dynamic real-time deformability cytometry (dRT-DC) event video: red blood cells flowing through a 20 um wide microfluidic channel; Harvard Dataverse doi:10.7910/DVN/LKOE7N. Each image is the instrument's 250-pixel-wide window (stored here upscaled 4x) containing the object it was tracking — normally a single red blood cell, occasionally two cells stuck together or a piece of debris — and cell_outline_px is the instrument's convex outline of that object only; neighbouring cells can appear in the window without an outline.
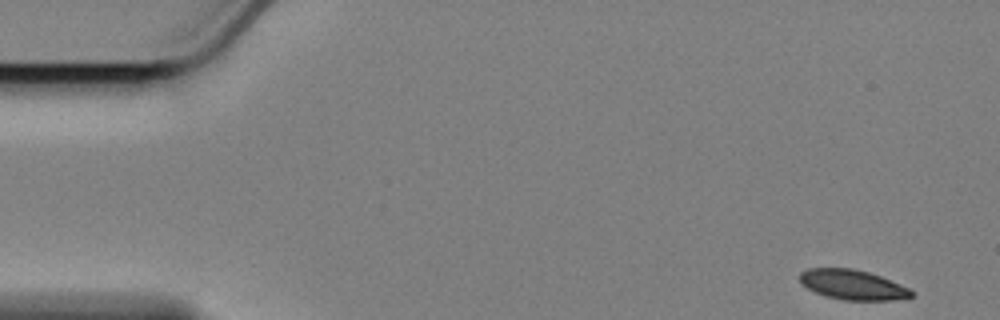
{"species": "Egyptian fruit bat (a non-hibernating species)", "species_latin": "Rousettus aegyptiacus", "temperature_condition": "cold", "stored_images_in_passage": 13, "camera_frame_rate_fps": 3000, "um_per_image_px": 0.085, "animal": {"sex": "female"}, "frame": {"image": 1, "passage_image": 1, "time_ms": 0.0, "image_size_px": [1000, 320], "cell_outline_px": [[916, 296], [908, 300], [844, 300], [824, 296], [800, 284], [800, 272], [808, 268], [852, 268], [868, 272], [880, 276], [908, 288], [916, 292]], "centroid_in_image_um": [72.52, 24.22], "position_along_channel_um": 12.5, "area_um2": 19.71}}
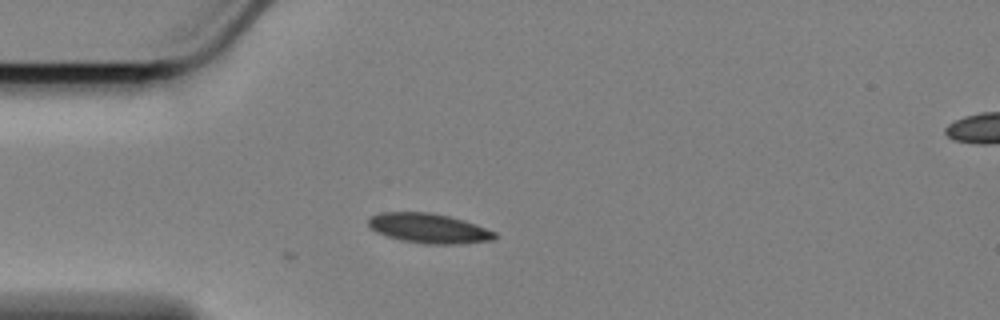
{"frame": {"image": 2, "passage_image": 13, "time_ms": 4.0, "image_size_px": [1000, 320], "cell_outline_px": [[500, 236], [496, 240], [460, 244], [424, 244], [400, 240], [376, 232], [368, 228], [368, 216], [380, 212], [432, 212], [464, 220], [476, 224], [496, 232]], "centroid_in_image_um": [36.46, 19.41], "position_along_channel_um": 48.5, "area_um2": 22.37}}